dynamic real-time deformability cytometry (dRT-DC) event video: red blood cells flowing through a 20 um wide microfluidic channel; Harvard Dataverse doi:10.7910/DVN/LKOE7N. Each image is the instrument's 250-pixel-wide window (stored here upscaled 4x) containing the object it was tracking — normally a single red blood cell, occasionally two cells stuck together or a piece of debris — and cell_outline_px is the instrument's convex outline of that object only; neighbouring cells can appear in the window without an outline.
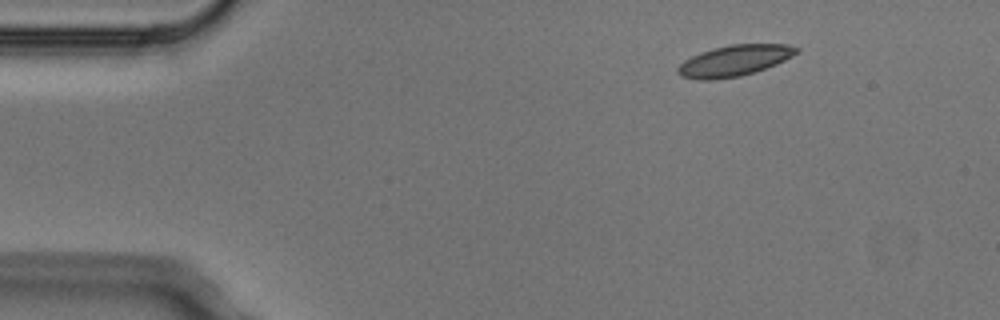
{"species": "Egyptian fruit bat (a non-hibernating species)", "species_latin": "Rousettus aegyptiacus", "temperature_condition": "cold", "stored_images_in_passage": 5, "camera_frame_rate_fps": 3000, "um_per_image_px": 0.085, "animal": {"sex": "male"}, "frame": {"image": 1, "passage_image": 2, "time_ms": 0.333, "image_size_px": [1000, 320], "cell_outline_px": [[800, 52], [776, 64], [756, 72], [740, 76], [712, 80], [700, 80], [680, 76], [676, 72], [676, 68], [684, 60], [700, 52], [712, 48], [732, 44], [788, 44], [800, 48]], "centroid_in_image_um": [62.42, 5.15], "position_along_channel_um": 22.6, "area_um2": 21.62}}
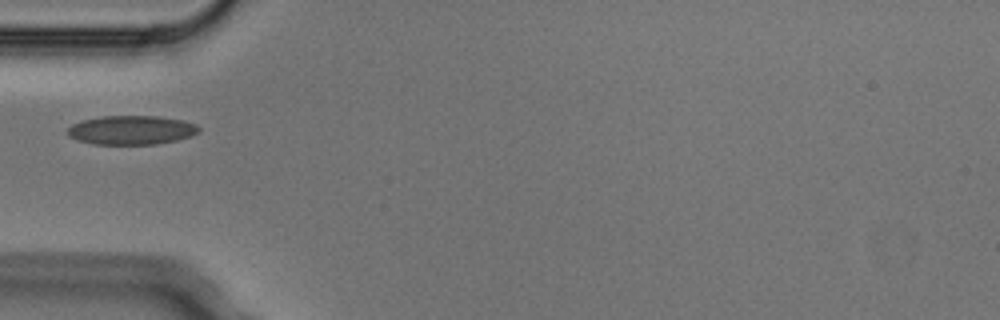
{"frame": {"image": 2, "passage_image": 5, "time_ms": 1.333, "image_size_px": [1000, 320], "cell_outline_px": [[200, 132], [192, 136], [176, 140], [156, 144], [92, 144], [76, 140], [68, 136], [64, 132], [72, 124], [84, 120], [104, 116], [156, 116], [184, 120], [196, 124], [200, 128]], "centroid_in_image_um": [11.16, 11.06], "position_along_channel_um": 73.8, "area_um2": 22.37}}